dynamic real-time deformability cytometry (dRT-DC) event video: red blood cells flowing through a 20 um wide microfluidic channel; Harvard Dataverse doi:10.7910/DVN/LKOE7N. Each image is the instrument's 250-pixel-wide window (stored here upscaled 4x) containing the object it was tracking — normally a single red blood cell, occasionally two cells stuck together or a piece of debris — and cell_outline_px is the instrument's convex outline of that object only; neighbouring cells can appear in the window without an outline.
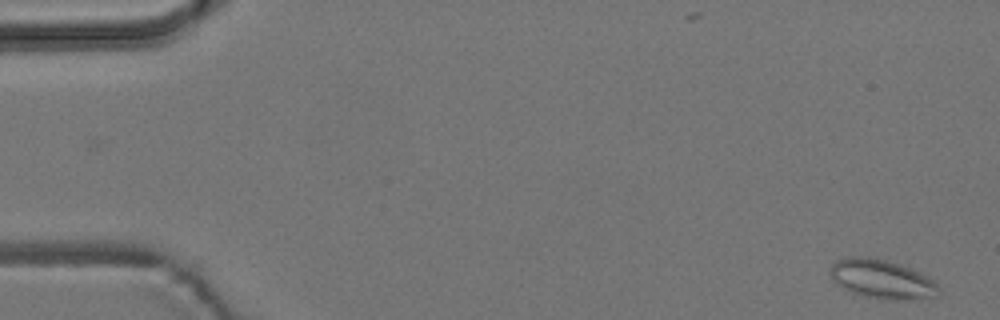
{"species": "common noctule bat (a hibernating species)", "species_latin": "Nyctalus noctula", "temperature_condition": "room temperature", "stored_images_in_passage": 5, "camera_frame_rate_fps": 3000, "um_per_image_px": 0.085, "animal": {"sex": "male", "body_mass_g": 19.2, "forearm_length_mm": 51.8}, "frame": {"image": 1, "passage_image": 1, "time_ms": 0.0, "image_size_px": [1000, 320], "cell_outline_px": [[940, 292], [936, 296], [912, 300], [888, 300], [864, 296], [852, 292], [836, 284], [832, 280], [828, 272], [832, 264], [836, 260], [852, 256], [872, 256], [900, 264], [920, 272], [936, 280], [940, 288]], "centroid_in_image_um": [74.98, 23.72], "position_along_channel_um": 10.0, "area_um2": 25.2}}